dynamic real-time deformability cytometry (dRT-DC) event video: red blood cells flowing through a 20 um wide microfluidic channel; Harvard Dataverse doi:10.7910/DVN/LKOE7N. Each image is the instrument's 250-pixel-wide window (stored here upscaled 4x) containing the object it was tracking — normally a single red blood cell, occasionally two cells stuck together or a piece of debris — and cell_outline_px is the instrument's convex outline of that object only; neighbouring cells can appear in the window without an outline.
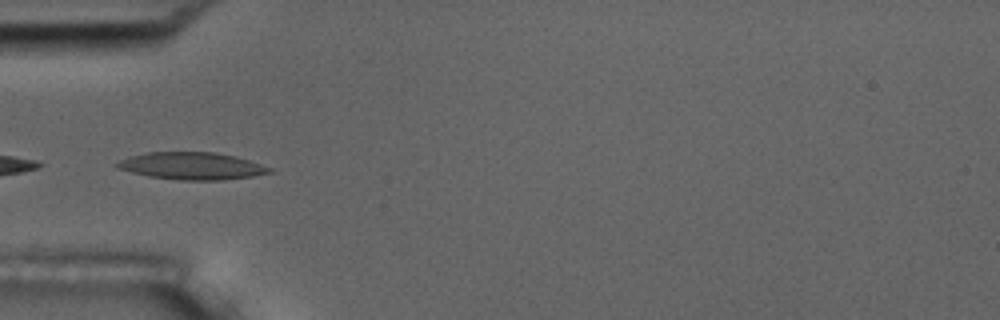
{"species": "common noctule bat (a hibernating species)", "species_latin": "Nyctalus noctula", "temperature_condition": "room temperature", "stored_images_in_passage": 10, "camera_frame_rate_fps": 3000, "um_per_image_px": 0.085, "animal": {"sex": "male", "body_mass_g": 17.5, "forearm_length_mm": 52.3}, "frame": {"image": 1, "passage_image": 4, "time_ms": 3.667, "image_size_px": [1000, 320], "cell_outline_px": [[272, 172], [252, 176], [224, 180], [180, 180], [148, 176], [116, 168], [112, 164], [128, 156], [148, 152], [212, 152], [236, 156], [272, 168]], "centroid_in_image_um": [16.26, 14.1], "position_along_channel_um": 68.7, "area_um2": 24.22}}
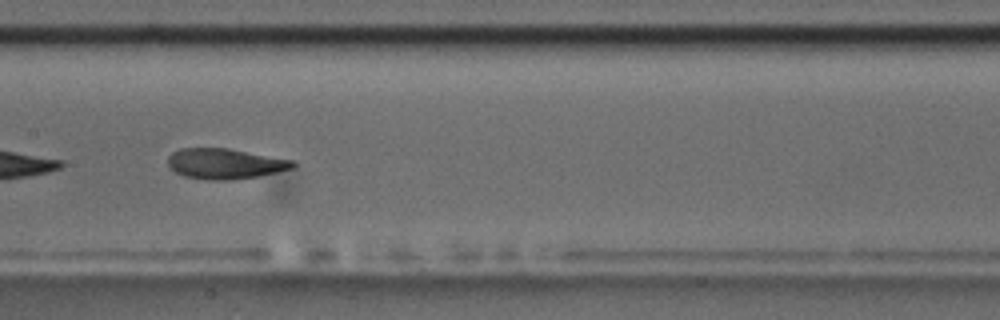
{"frame": {"image": 2, "passage_image": 7, "time_ms": 7.0, "image_size_px": [1000, 320], "cell_outline_px": [[296, 164], [292, 168], [256, 176], [228, 180], [212, 180], [184, 176], [176, 172], [168, 164], [168, 156], [172, 152], [180, 148], [228, 148], [292, 160]], "centroid_in_image_um": [19.08, 13.9], "position_along_channel_um": 188.3, "area_um2": 21.79}}